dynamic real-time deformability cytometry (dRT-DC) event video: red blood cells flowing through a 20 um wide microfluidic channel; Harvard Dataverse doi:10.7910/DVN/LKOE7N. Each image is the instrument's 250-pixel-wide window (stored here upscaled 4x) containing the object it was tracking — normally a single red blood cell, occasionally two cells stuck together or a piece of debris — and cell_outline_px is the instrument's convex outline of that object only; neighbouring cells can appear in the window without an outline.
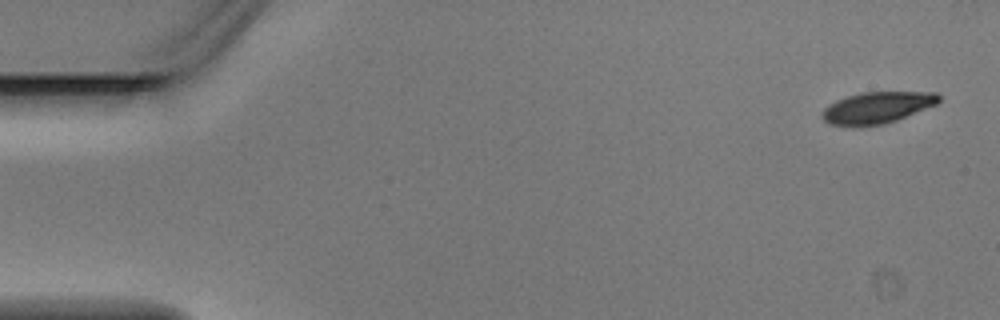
{"species": "Egyptian fruit bat (a non-hibernating species)", "species_latin": "Rousettus aegyptiacus", "temperature_condition": "warm", "stored_images_in_passage": 5, "camera_frame_rate_fps": 3000, "um_per_image_px": 0.085, "animal": {"sex": "male"}, "frame": {"image": 1, "passage_image": 1, "time_ms": 0.0, "image_size_px": [1000, 320], "cell_outline_px": [[940, 100], [936, 104], [896, 120], [884, 124], [860, 128], [852, 128], [828, 124], [820, 116], [820, 112], [828, 104], [836, 100], [860, 92], [936, 92], [940, 96]], "centroid_in_image_um": [74.46, 9.18], "position_along_channel_um": 10.5, "area_um2": 21.91}}
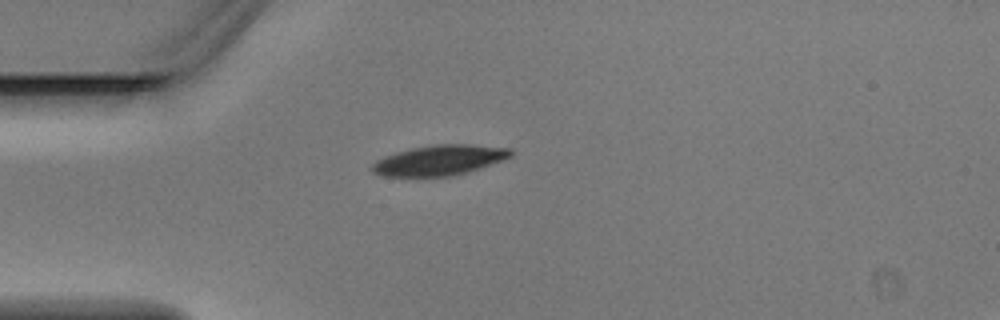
{"frame": {"image": 2, "passage_image": 4, "time_ms": 1.0, "image_size_px": [1000, 320], "cell_outline_px": [[512, 156], [480, 168], [468, 172], [452, 176], [384, 176], [372, 172], [372, 164], [376, 160], [384, 156], [396, 152], [412, 148], [436, 144], [472, 144], [512, 148]], "centroid_in_image_um": [37.36, 13.61], "position_along_channel_um": 47.6, "area_um2": 24.39}}